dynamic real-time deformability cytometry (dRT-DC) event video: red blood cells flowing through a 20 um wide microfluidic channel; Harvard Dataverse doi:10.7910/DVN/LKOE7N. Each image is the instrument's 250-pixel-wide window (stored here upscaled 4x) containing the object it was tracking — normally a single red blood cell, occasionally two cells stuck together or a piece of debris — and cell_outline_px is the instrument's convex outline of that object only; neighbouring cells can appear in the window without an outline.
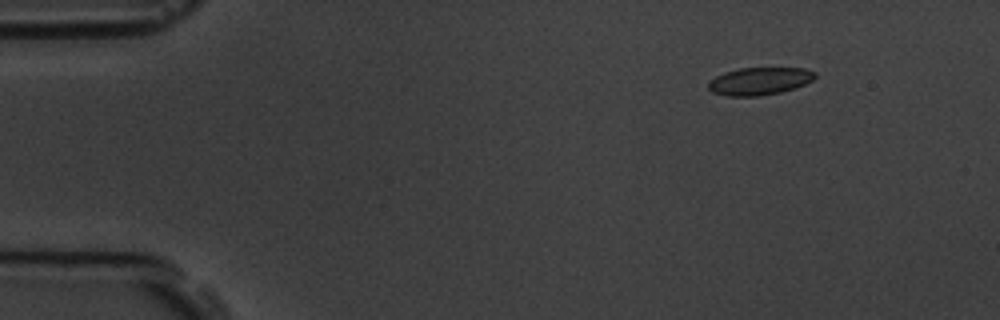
{"species": "common noctule bat (a hibernating species)", "species_latin": "Nyctalus noctula", "temperature_condition": "room temperature", "stored_images_in_passage": 5, "camera_frame_rate_fps": 3000, "um_per_image_px": 0.085, "animal": {"sex": "male", "body_mass_g": 19.5, "forearm_length_mm": 54.6}, "frame": {"image": 1, "passage_image": 2, "time_ms": 1.0, "image_size_px": [1000, 320], "cell_outline_px": [[816, 76], [812, 80], [796, 88], [780, 92], [760, 96], [728, 96], [712, 92], [708, 88], [708, 80], [724, 72], [740, 68], [804, 68], [816, 72]], "centroid_in_image_um": [64.54, 6.89], "position_along_channel_um": 20.5, "area_um2": 17.22}}
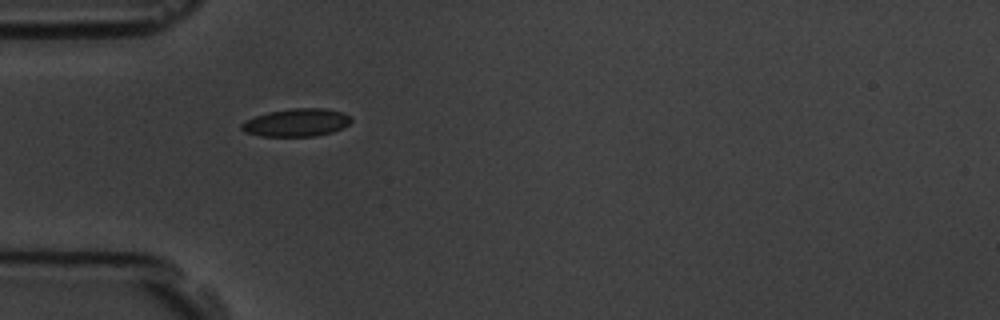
{"frame": {"image": 2, "passage_image": 4, "time_ms": 4.333, "image_size_px": [1000, 320], "cell_outline_px": [[352, 120], [348, 124], [332, 132], [316, 136], [260, 136], [244, 132], [240, 128], [240, 124], [256, 116], [268, 112], [292, 108], [324, 108], [340, 112], [352, 116]], "centroid_in_image_um": [25.19, 10.42], "position_along_channel_um": 59.8, "area_um2": 17.69}}
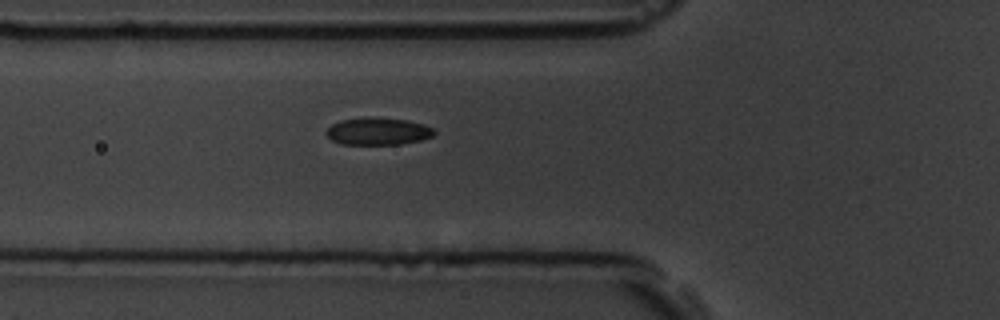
{"frame": {"image": 3, "passage_image": 5, "time_ms": 5.333, "image_size_px": [1000, 320], "cell_outline_px": [[436, 132], [432, 136], [420, 140], [400, 144], [340, 144], [332, 140], [324, 132], [332, 124], [340, 120], [408, 120], [424, 124], [432, 128]], "centroid_in_image_um": [32.13, 11.21], "position_along_channel_um": 93.7, "area_um2": 16.3}}